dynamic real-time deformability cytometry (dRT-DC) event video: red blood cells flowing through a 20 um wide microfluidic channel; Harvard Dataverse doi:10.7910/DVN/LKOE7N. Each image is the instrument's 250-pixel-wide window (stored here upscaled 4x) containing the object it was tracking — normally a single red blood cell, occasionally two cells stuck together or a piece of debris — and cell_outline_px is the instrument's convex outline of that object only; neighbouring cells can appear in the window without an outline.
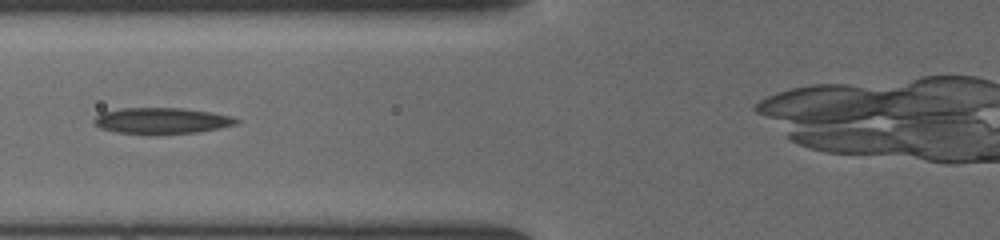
{"species": "common noctule bat (a hibernating species)", "species_latin": "Nyctalus noctula", "temperature_condition": "cold", "stored_images_in_passage": 5, "camera_frame_rate_fps": 3000, "um_per_image_px": 0.085, "animal": {"sex": "female", "body_mass_g": 19.5, "forearm_length_mm": 54.1}, "frame": {"image": 1, "passage_image": 4, "time_ms": 3.667, "image_size_px": [1000, 240], "cell_outline_px": [[240, 120], [236, 124], [220, 128], [196, 132], [116, 132], [100, 128], [92, 124], [92, 120], [100, 112], [120, 108], [184, 108], [212, 112], [232, 116]], "centroid_in_image_um": [13.72, 10.22], "position_along_channel_um": 112.1, "area_um2": 21.15}}
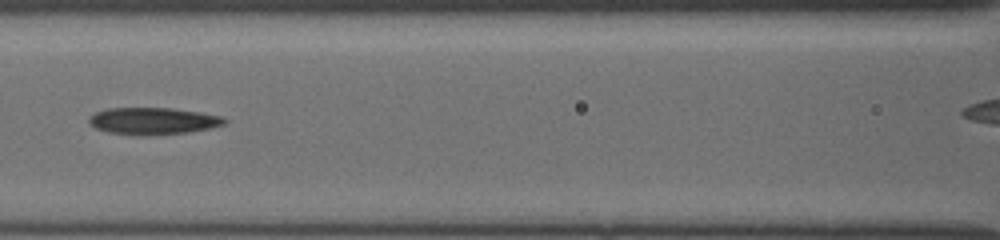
{"frame": {"image": 2, "passage_image": 5, "time_ms": 4.667, "image_size_px": [1000, 240], "cell_outline_px": [[228, 120], [224, 124], [212, 128], [188, 132], [140, 136], [108, 132], [96, 128], [88, 124], [88, 116], [96, 112], [108, 108], [168, 108], [200, 112], [224, 116]], "centroid_in_image_um": [13.0, 10.28], "position_along_channel_um": 153.6, "area_um2": 21.44}}